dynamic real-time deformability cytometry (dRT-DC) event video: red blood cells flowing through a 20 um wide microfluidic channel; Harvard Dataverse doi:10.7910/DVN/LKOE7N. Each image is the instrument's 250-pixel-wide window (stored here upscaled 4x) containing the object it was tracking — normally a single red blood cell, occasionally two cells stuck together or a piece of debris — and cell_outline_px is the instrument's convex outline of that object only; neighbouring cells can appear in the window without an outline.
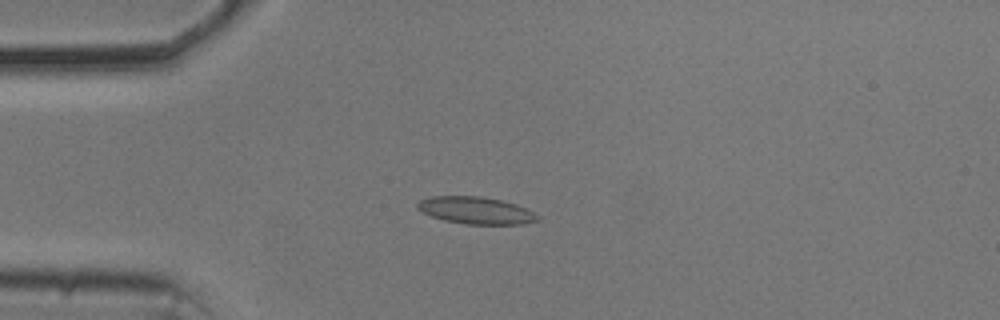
{"species": "common noctule bat (a hibernating species)", "species_latin": "Nyctalus noctula", "temperature_condition": "cold", "stored_images_in_passage": 15, "camera_frame_rate_fps": 3000, "um_per_image_px": 0.085, "animal": {"sex": "male", "body_mass_g": 20.5, "forearm_length_mm": 52.5}, "frame": {"image": 1, "passage_image": 1, "time_ms": 0.0, "image_size_px": [1000, 320], "cell_outline_px": [[540, 220], [524, 224], [464, 224], [444, 220], [432, 216], [416, 208], [416, 204], [420, 200], [432, 196], [480, 196], [500, 200], [516, 204], [540, 216]], "centroid_in_image_um": [40.45, 17.89], "position_along_channel_um": 44.5, "area_um2": 18.9}}
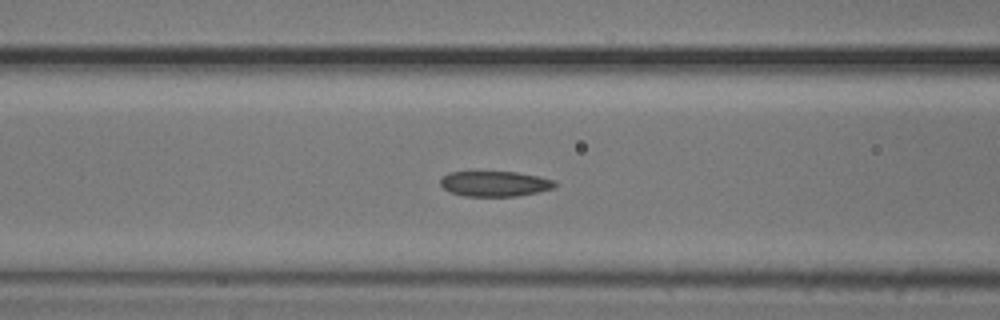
{"frame": {"image": 2, "passage_image": 9, "time_ms": 2.667, "image_size_px": [1000, 320], "cell_outline_px": [[556, 188], [516, 196], [464, 196], [448, 192], [440, 184], [440, 180], [448, 172], [516, 172], [540, 176], [556, 180]], "centroid_in_image_um": [42.08, 15.62], "position_along_channel_um": 124.5, "area_um2": 16.99}}
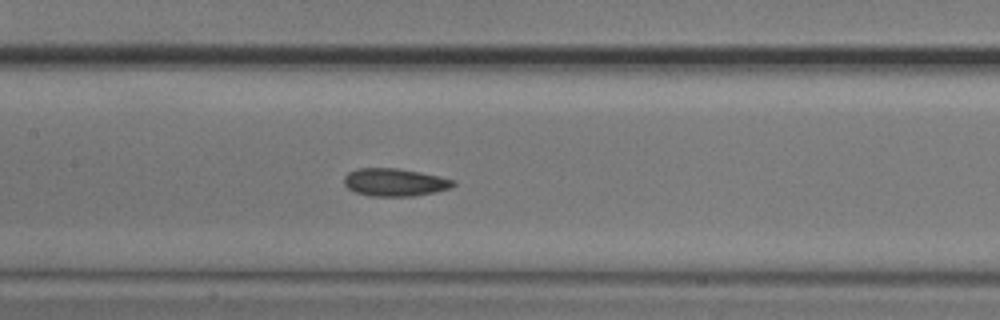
{"frame": {"image": 3, "passage_image": 13, "time_ms": 4.0, "image_size_px": [1000, 320], "cell_outline_px": [[456, 184], [448, 188], [432, 192], [412, 196], [368, 196], [356, 192], [348, 188], [344, 184], [344, 176], [348, 172], [356, 168], [396, 168], [456, 180]], "centroid_in_image_um": [33.49, 15.49], "position_along_channel_um": 173.9, "area_um2": 17.4}}